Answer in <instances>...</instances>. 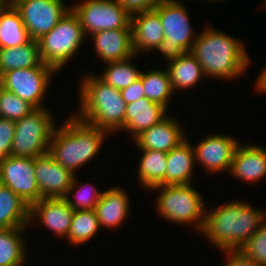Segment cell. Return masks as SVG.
I'll return each instance as SVG.
<instances>
[{
	"instance_id": "cell-42",
	"label": "cell",
	"mask_w": 266,
	"mask_h": 266,
	"mask_svg": "<svg viewBox=\"0 0 266 266\" xmlns=\"http://www.w3.org/2000/svg\"><path fill=\"white\" fill-rule=\"evenodd\" d=\"M4 159V157L0 154V163Z\"/></svg>"
},
{
	"instance_id": "cell-26",
	"label": "cell",
	"mask_w": 266,
	"mask_h": 266,
	"mask_svg": "<svg viewBox=\"0 0 266 266\" xmlns=\"http://www.w3.org/2000/svg\"><path fill=\"white\" fill-rule=\"evenodd\" d=\"M142 151L141 159L137 167L138 182L144 189L164 185V179L167 171V153L156 150Z\"/></svg>"
},
{
	"instance_id": "cell-30",
	"label": "cell",
	"mask_w": 266,
	"mask_h": 266,
	"mask_svg": "<svg viewBox=\"0 0 266 266\" xmlns=\"http://www.w3.org/2000/svg\"><path fill=\"white\" fill-rule=\"evenodd\" d=\"M101 226L95 210H74L71 227L66 240L70 245L78 246L88 243L97 233Z\"/></svg>"
},
{
	"instance_id": "cell-27",
	"label": "cell",
	"mask_w": 266,
	"mask_h": 266,
	"mask_svg": "<svg viewBox=\"0 0 266 266\" xmlns=\"http://www.w3.org/2000/svg\"><path fill=\"white\" fill-rule=\"evenodd\" d=\"M41 62L38 40L31 39L17 47L0 48V76L9 70L36 67Z\"/></svg>"
},
{
	"instance_id": "cell-25",
	"label": "cell",
	"mask_w": 266,
	"mask_h": 266,
	"mask_svg": "<svg viewBox=\"0 0 266 266\" xmlns=\"http://www.w3.org/2000/svg\"><path fill=\"white\" fill-rule=\"evenodd\" d=\"M28 227L0 229V266L26 265L25 232Z\"/></svg>"
},
{
	"instance_id": "cell-1",
	"label": "cell",
	"mask_w": 266,
	"mask_h": 266,
	"mask_svg": "<svg viewBox=\"0 0 266 266\" xmlns=\"http://www.w3.org/2000/svg\"><path fill=\"white\" fill-rule=\"evenodd\" d=\"M266 211L241 200L224 202L205 210V224L200 234L219 251L239 250L266 220Z\"/></svg>"
},
{
	"instance_id": "cell-37",
	"label": "cell",
	"mask_w": 266,
	"mask_h": 266,
	"mask_svg": "<svg viewBox=\"0 0 266 266\" xmlns=\"http://www.w3.org/2000/svg\"><path fill=\"white\" fill-rule=\"evenodd\" d=\"M221 252L226 257V262L222 264L223 266H265L256 263L240 250H226Z\"/></svg>"
},
{
	"instance_id": "cell-28",
	"label": "cell",
	"mask_w": 266,
	"mask_h": 266,
	"mask_svg": "<svg viewBox=\"0 0 266 266\" xmlns=\"http://www.w3.org/2000/svg\"><path fill=\"white\" fill-rule=\"evenodd\" d=\"M31 40L20 13L10 5L0 9V48H11Z\"/></svg>"
},
{
	"instance_id": "cell-35",
	"label": "cell",
	"mask_w": 266,
	"mask_h": 266,
	"mask_svg": "<svg viewBox=\"0 0 266 266\" xmlns=\"http://www.w3.org/2000/svg\"><path fill=\"white\" fill-rule=\"evenodd\" d=\"M15 135V121L0 118V154L5 158L11 155L13 137Z\"/></svg>"
},
{
	"instance_id": "cell-5",
	"label": "cell",
	"mask_w": 266,
	"mask_h": 266,
	"mask_svg": "<svg viewBox=\"0 0 266 266\" xmlns=\"http://www.w3.org/2000/svg\"><path fill=\"white\" fill-rule=\"evenodd\" d=\"M152 190L159 193L155 201L158 216L174 224H193L201 233L207 208L200 192L192 184L159 185Z\"/></svg>"
},
{
	"instance_id": "cell-9",
	"label": "cell",
	"mask_w": 266,
	"mask_h": 266,
	"mask_svg": "<svg viewBox=\"0 0 266 266\" xmlns=\"http://www.w3.org/2000/svg\"><path fill=\"white\" fill-rule=\"evenodd\" d=\"M56 71L41 62L36 67L13 69L0 76V87L28 101L35 108H44L46 92Z\"/></svg>"
},
{
	"instance_id": "cell-8",
	"label": "cell",
	"mask_w": 266,
	"mask_h": 266,
	"mask_svg": "<svg viewBox=\"0 0 266 266\" xmlns=\"http://www.w3.org/2000/svg\"><path fill=\"white\" fill-rule=\"evenodd\" d=\"M49 108H36L15 122L11 155L36 158L49 153V145L57 125Z\"/></svg>"
},
{
	"instance_id": "cell-14",
	"label": "cell",
	"mask_w": 266,
	"mask_h": 266,
	"mask_svg": "<svg viewBox=\"0 0 266 266\" xmlns=\"http://www.w3.org/2000/svg\"><path fill=\"white\" fill-rule=\"evenodd\" d=\"M73 213L64 198H44L30 205L29 225L37 220L55 236L67 238Z\"/></svg>"
},
{
	"instance_id": "cell-13",
	"label": "cell",
	"mask_w": 266,
	"mask_h": 266,
	"mask_svg": "<svg viewBox=\"0 0 266 266\" xmlns=\"http://www.w3.org/2000/svg\"><path fill=\"white\" fill-rule=\"evenodd\" d=\"M203 139V140H202ZM194 147L195 163L207 174L228 173L240 142L232 135L211 134L203 137Z\"/></svg>"
},
{
	"instance_id": "cell-18",
	"label": "cell",
	"mask_w": 266,
	"mask_h": 266,
	"mask_svg": "<svg viewBox=\"0 0 266 266\" xmlns=\"http://www.w3.org/2000/svg\"><path fill=\"white\" fill-rule=\"evenodd\" d=\"M94 50L101 62L109 63L134 56L132 28H119L95 32L90 36Z\"/></svg>"
},
{
	"instance_id": "cell-12",
	"label": "cell",
	"mask_w": 266,
	"mask_h": 266,
	"mask_svg": "<svg viewBox=\"0 0 266 266\" xmlns=\"http://www.w3.org/2000/svg\"><path fill=\"white\" fill-rule=\"evenodd\" d=\"M0 184L11 189L29 206L42 199L34 172V158L5 157L0 163Z\"/></svg>"
},
{
	"instance_id": "cell-33",
	"label": "cell",
	"mask_w": 266,
	"mask_h": 266,
	"mask_svg": "<svg viewBox=\"0 0 266 266\" xmlns=\"http://www.w3.org/2000/svg\"><path fill=\"white\" fill-rule=\"evenodd\" d=\"M35 109L28 101L0 87V114L2 118L16 122Z\"/></svg>"
},
{
	"instance_id": "cell-24",
	"label": "cell",
	"mask_w": 266,
	"mask_h": 266,
	"mask_svg": "<svg viewBox=\"0 0 266 266\" xmlns=\"http://www.w3.org/2000/svg\"><path fill=\"white\" fill-rule=\"evenodd\" d=\"M29 210L20 196L0 184V229L28 227Z\"/></svg>"
},
{
	"instance_id": "cell-10",
	"label": "cell",
	"mask_w": 266,
	"mask_h": 266,
	"mask_svg": "<svg viewBox=\"0 0 266 266\" xmlns=\"http://www.w3.org/2000/svg\"><path fill=\"white\" fill-rule=\"evenodd\" d=\"M86 37L103 30L131 28V15L118 0H83L71 6Z\"/></svg>"
},
{
	"instance_id": "cell-23",
	"label": "cell",
	"mask_w": 266,
	"mask_h": 266,
	"mask_svg": "<svg viewBox=\"0 0 266 266\" xmlns=\"http://www.w3.org/2000/svg\"><path fill=\"white\" fill-rule=\"evenodd\" d=\"M167 64L166 70L174 93L177 90L194 88L206 77L202 66L190 52L168 61Z\"/></svg>"
},
{
	"instance_id": "cell-16",
	"label": "cell",
	"mask_w": 266,
	"mask_h": 266,
	"mask_svg": "<svg viewBox=\"0 0 266 266\" xmlns=\"http://www.w3.org/2000/svg\"><path fill=\"white\" fill-rule=\"evenodd\" d=\"M180 121L167 115L159 123L143 131L134 140L135 146L140 150H156L168 153L187 137ZM184 131V132H183Z\"/></svg>"
},
{
	"instance_id": "cell-19",
	"label": "cell",
	"mask_w": 266,
	"mask_h": 266,
	"mask_svg": "<svg viewBox=\"0 0 266 266\" xmlns=\"http://www.w3.org/2000/svg\"><path fill=\"white\" fill-rule=\"evenodd\" d=\"M131 28L133 51L137 56L155 51L164 40L163 25L154 9L133 14Z\"/></svg>"
},
{
	"instance_id": "cell-15",
	"label": "cell",
	"mask_w": 266,
	"mask_h": 266,
	"mask_svg": "<svg viewBox=\"0 0 266 266\" xmlns=\"http://www.w3.org/2000/svg\"><path fill=\"white\" fill-rule=\"evenodd\" d=\"M34 172L41 198H64L75 176L49 154L34 158Z\"/></svg>"
},
{
	"instance_id": "cell-34",
	"label": "cell",
	"mask_w": 266,
	"mask_h": 266,
	"mask_svg": "<svg viewBox=\"0 0 266 266\" xmlns=\"http://www.w3.org/2000/svg\"><path fill=\"white\" fill-rule=\"evenodd\" d=\"M239 250L256 263L266 266V220Z\"/></svg>"
},
{
	"instance_id": "cell-41",
	"label": "cell",
	"mask_w": 266,
	"mask_h": 266,
	"mask_svg": "<svg viewBox=\"0 0 266 266\" xmlns=\"http://www.w3.org/2000/svg\"><path fill=\"white\" fill-rule=\"evenodd\" d=\"M209 2H211L212 1V3H214V2H221L222 0H208Z\"/></svg>"
},
{
	"instance_id": "cell-21",
	"label": "cell",
	"mask_w": 266,
	"mask_h": 266,
	"mask_svg": "<svg viewBox=\"0 0 266 266\" xmlns=\"http://www.w3.org/2000/svg\"><path fill=\"white\" fill-rule=\"evenodd\" d=\"M167 114L164 106L143 97L126 105L125 126L121 131L132 135L133 141L143 131L159 123Z\"/></svg>"
},
{
	"instance_id": "cell-22",
	"label": "cell",
	"mask_w": 266,
	"mask_h": 266,
	"mask_svg": "<svg viewBox=\"0 0 266 266\" xmlns=\"http://www.w3.org/2000/svg\"><path fill=\"white\" fill-rule=\"evenodd\" d=\"M194 147L188 137L167 153V171L164 185L191 184L195 167Z\"/></svg>"
},
{
	"instance_id": "cell-39",
	"label": "cell",
	"mask_w": 266,
	"mask_h": 266,
	"mask_svg": "<svg viewBox=\"0 0 266 266\" xmlns=\"http://www.w3.org/2000/svg\"><path fill=\"white\" fill-rule=\"evenodd\" d=\"M254 92L257 91V93H266V67L262 68V71H260V74L258 75L257 79L255 80L254 85Z\"/></svg>"
},
{
	"instance_id": "cell-17",
	"label": "cell",
	"mask_w": 266,
	"mask_h": 266,
	"mask_svg": "<svg viewBox=\"0 0 266 266\" xmlns=\"http://www.w3.org/2000/svg\"><path fill=\"white\" fill-rule=\"evenodd\" d=\"M228 173L248 184L260 182L266 177V148L254 143H241L236 149Z\"/></svg>"
},
{
	"instance_id": "cell-29",
	"label": "cell",
	"mask_w": 266,
	"mask_h": 266,
	"mask_svg": "<svg viewBox=\"0 0 266 266\" xmlns=\"http://www.w3.org/2000/svg\"><path fill=\"white\" fill-rule=\"evenodd\" d=\"M140 78L142 79L145 97L168 109L174 91L166 68L163 70L153 68L147 72L142 70Z\"/></svg>"
},
{
	"instance_id": "cell-20",
	"label": "cell",
	"mask_w": 266,
	"mask_h": 266,
	"mask_svg": "<svg viewBox=\"0 0 266 266\" xmlns=\"http://www.w3.org/2000/svg\"><path fill=\"white\" fill-rule=\"evenodd\" d=\"M127 191L120 186H113L103 191L95 206V212L101 229L120 227L130 215V198Z\"/></svg>"
},
{
	"instance_id": "cell-11",
	"label": "cell",
	"mask_w": 266,
	"mask_h": 266,
	"mask_svg": "<svg viewBox=\"0 0 266 266\" xmlns=\"http://www.w3.org/2000/svg\"><path fill=\"white\" fill-rule=\"evenodd\" d=\"M12 5L33 40L50 32L71 9L63 0H12Z\"/></svg>"
},
{
	"instance_id": "cell-31",
	"label": "cell",
	"mask_w": 266,
	"mask_h": 266,
	"mask_svg": "<svg viewBox=\"0 0 266 266\" xmlns=\"http://www.w3.org/2000/svg\"><path fill=\"white\" fill-rule=\"evenodd\" d=\"M133 58H137V55L125 60L105 63L107 67L104 72L102 70V74L98 75L99 78L117 90L127 88L140 78L141 74V70L131 63Z\"/></svg>"
},
{
	"instance_id": "cell-3",
	"label": "cell",
	"mask_w": 266,
	"mask_h": 266,
	"mask_svg": "<svg viewBox=\"0 0 266 266\" xmlns=\"http://www.w3.org/2000/svg\"><path fill=\"white\" fill-rule=\"evenodd\" d=\"M71 115L59 128H55L49 154L76 175L77 170L98 155L110 133Z\"/></svg>"
},
{
	"instance_id": "cell-36",
	"label": "cell",
	"mask_w": 266,
	"mask_h": 266,
	"mask_svg": "<svg viewBox=\"0 0 266 266\" xmlns=\"http://www.w3.org/2000/svg\"><path fill=\"white\" fill-rule=\"evenodd\" d=\"M164 0H118L120 5L132 16L133 14L152 10Z\"/></svg>"
},
{
	"instance_id": "cell-4",
	"label": "cell",
	"mask_w": 266,
	"mask_h": 266,
	"mask_svg": "<svg viewBox=\"0 0 266 266\" xmlns=\"http://www.w3.org/2000/svg\"><path fill=\"white\" fill-rule=\"evenodd\" d=\"M79 84L80 120L108 131L111 135L125 126L126 103L120 90L107 85L95 74L84 75Z\"/></svg>"
},
{
	"instance_id": "cell-32",
	"label": "cell",
	"mask_w": 266,
	"mask_h": 266,
	"mask_svg": "<svg viewBox=\"0 0 266 266\" xmlns=\"http://www.w3.org/2000/svg\"><path fill=\"white\" fill-rule=\"evenodd\" d=\"M75 175L64 199L73 210H93L103 195V192L93 187L91 182L79 183Z\"/></svg>"
},
{
	"instance_id": "cell-38",
	"label": "cell",
	"mask_w": 266,
	"mask_h": 266,
	"mask_svg": "<svg viewBox=\"0 0 266 266\" xmlns=\"http://www.w3.org/2000/svg\"><path fill=\"white\" fill-rule=\"evenodd\" d=\"M122 98L126 104L136 102L139 99L145 97V91L142 84V79L138 78L127 88L121 90Z\"/></svg>"
},
{
	"instance_id": "cell-2",
	"label": "cell",
	"mask_w": 266,
	"mask_h": 266,
	"mask_svg": "<svg viewBox=\"0 0 266 266\" xmlns=\"http://www.w3.org/2000/svg\"><path fill=\"white\" fill-rule=\"evenodd\" d=\"M196 34L189 52L198 60L206 77L230 80L247 72L252 62L241 39L210 25Z\"/></svg>"
},
{
	"instance_id": "cell-40",
	"label": "cell",
	"mask_w": 266,
	"mask_h": 266,
	"mask_svg": "<svg viewBox=\"0 0 266 266\" xmlns=\"http://www.w3.org/2000/svg\"><path fill=\"white\" fill-rule=\"evenodd\" d=\"M12 5V0H0V9L7 8Z\"/></svg>"
},
{
	"instance_id": "cell-6",
	"label": "cell",
	"mask_w": 266,
	"mask_h": 266,
	"mask_svg": "<svg viewBox=\"0 0 266 266\" xmlns=\"http://www.w3.org/2000/svg\"><path fill=\"white\" fill-rule=\"evenodd\" d=\"M85 38L77 15L70 9L50 32L38 39L41 61L58 73L78 53Z\"/></svg>"
},
{
	"instance_id": "cell-7",
	"label": "cell",
	"mask_w": 266,
	"mask_h": 266,
	"mask_svg": "<svg viewBox=\"0 0 266 266\" xmlns=\"http://www.w3.org/2000/svg\"><path fill=\"white\" fill-rule=\"evenodd\" d=\"M154 10L159 14L164 40L155 49L168 62L189 52L197 35L192 30L188 9L179 0H164Z\"/></svg>"
}]
</instances>
